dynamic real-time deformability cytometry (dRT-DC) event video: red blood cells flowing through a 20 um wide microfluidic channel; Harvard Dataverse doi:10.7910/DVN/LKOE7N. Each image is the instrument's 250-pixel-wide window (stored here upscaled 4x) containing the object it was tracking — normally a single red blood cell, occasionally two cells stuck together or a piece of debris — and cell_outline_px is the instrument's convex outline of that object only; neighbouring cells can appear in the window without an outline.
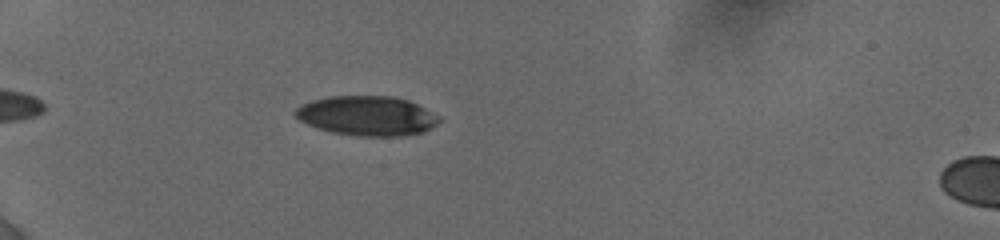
{"species": "human", "species_latin": "Homo sapiens", "temperature_condition": "cold", "stored_images_in_passage": 11, "camera_frame_rate_fps": 3000, "um_per_image_px": 0.085, "donor": {"sex": "female"}, "frame": {"image": 1, "passage_image": 4, "time_ms": 1.667, "image_size_px": [1000, 240], "cell_outline_px": [[444, 120], [424, 132], [404, 136], [356, 136], [332, 132], [308, 124], [300, 120], [292, 112], [296, 108], [312, 100], [332, 96], [396, 96], [408, 100], [440, 116]], "centroid_in_image_um": [31.25, 9.85], "position_along_channel_um": 53.8, "area_um2": 33.29}}
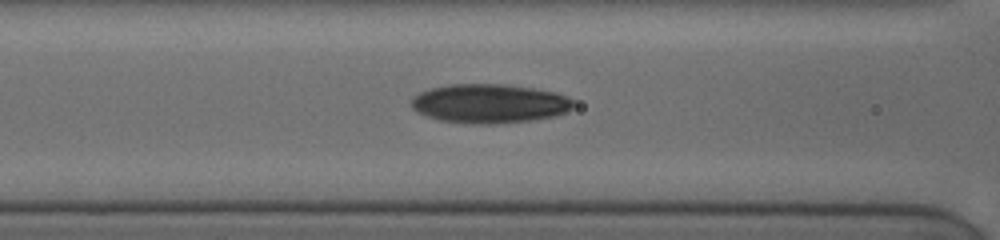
{"frame": {"image": 2, "passage_image": 9, "time_ms": 4.333, "image_size_px": [1000, 240], "cell_outline_px": [[576, 104], [568, 112], [556, 116], [532, 120], [496, 124], [472, 124], [440, 120], [416, 112], [412, 108], [412, 100], [420, 92], [432, 88], [448, 84], [500, 84], [532, 88], [556, 92], [568, 96], [576, 100]], "centroid_in_image_um": [41.68, 8.81], "position_along_channel_um": 124.9, "area_um2": 37.17}}
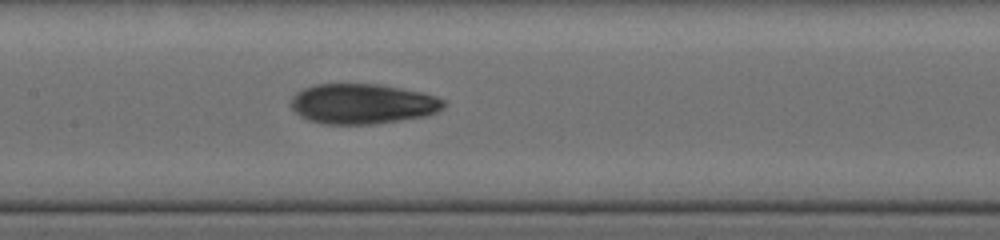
{"frame": {"image": 3, "passage_image": 11, "time_ms": 5.667, "image_size_px": [1000, 240], "cell_outline_px": [[444, 108], [436, 112], [424, 116], [400, 120], [372, 124], [324, 124], [308, 120], [300, 116], [292, 108], [292, 96], [296, 92], [304, 88], [316, 84], [380, 84], [424, 92], [436, 96], [444, 100]], "centroid_in_image_um": [30.82, 8.82], "position_along_channel_um": 176.6, "area_um2": 35.78}}